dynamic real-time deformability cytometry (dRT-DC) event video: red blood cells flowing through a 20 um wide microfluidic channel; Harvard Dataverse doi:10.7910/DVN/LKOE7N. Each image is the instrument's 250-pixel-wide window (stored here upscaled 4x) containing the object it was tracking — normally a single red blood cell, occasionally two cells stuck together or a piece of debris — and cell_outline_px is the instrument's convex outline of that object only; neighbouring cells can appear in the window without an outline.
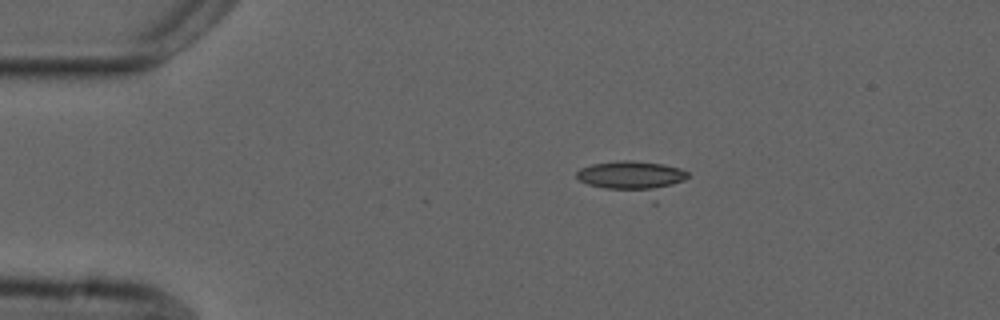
{"species": "common noctule bat (a hibernating species)", "species_latin": "Nyctalus noctula", "temperature_condition": "cold", "stored_images_in_passage": 3, "camera_frame_rate_fps": 3000, "um_per_image_px": 0.085, "animal": {"sex": "male", "forearm_length_mm": 52.5}, "frame": {"image": 1, "passage_image": 1, "time_ms": 0.0, "image_size_px": [1000, 320], "cell_outline_px": [[688, 176], [684, 180], [656, 204], [652, 204], [588, 184], [580, 180], [576, 176], [576, 172], [580, 168], [592, 164], [620, 160], [632, 160], [664, 164], [680, 168], [688, 172]], "centroid_in_image_um": [53.89, 15.18], "position_along_channel_um": 31.1, "area_um2": 22.83}}
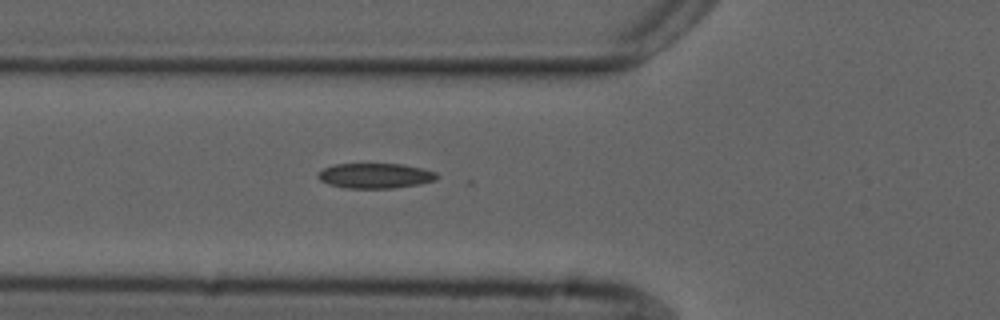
{"frame": {"image": 2, "passage_image": 3, "time_ms": 3.0, "image_size_px": [1000, 320], "cell_outline_px": [[440, 176], [436, 180], [420, 184], [392, 188], [348, 188], [328, 184], [320, 180], [316, 176], [324, 168], [332, 164], [404, 164], [436, 172]], "centroid_in_image_um": [31.91, 14.93], "position_along_channel_um": 93.9, "area_um2": 17.4}}